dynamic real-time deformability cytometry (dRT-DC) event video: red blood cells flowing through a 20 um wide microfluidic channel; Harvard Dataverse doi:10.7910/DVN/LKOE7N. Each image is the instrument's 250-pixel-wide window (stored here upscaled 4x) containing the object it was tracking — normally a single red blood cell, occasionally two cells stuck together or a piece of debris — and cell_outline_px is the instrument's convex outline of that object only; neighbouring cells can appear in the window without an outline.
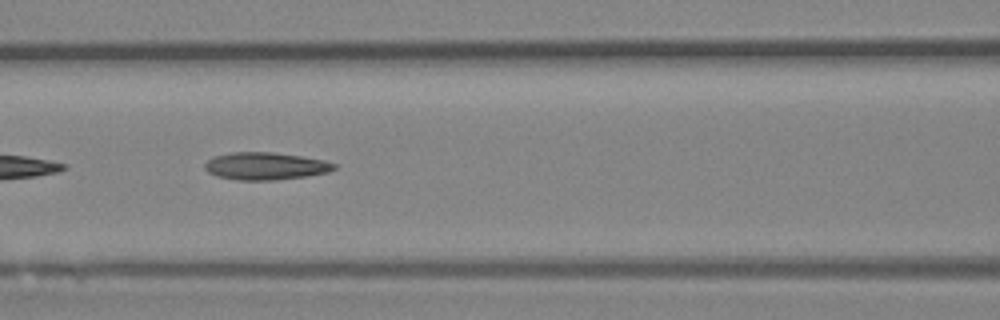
{"species": "Egyptian fruit bat (a non-hibernating species)", "species_latin": "Rousettus aegyptiacus", "temperature_condition": "room temperature", "stored_images_in_passage": 29, "camera_frame_rate_fps": 3000, "um_per_image_px": 0.085, "animal": {"sex": "female"}, "frame": {"image": 1, "passage_image": 21, "time_ms": 6.667, "image_size_px": [1000, 320], "cell_outline_px": [[336, 168], [328, 172], [308, 176], [276, 180], [236, 180], [216, 176], [208, 172], [204, 168], [204, 164], [212, 156], [232, 152], [272, 152], [300, 156], [324, 160], [336, 164]], "centroid_in_image_um": [22.54, 14.12], "position_along_channel_um": 144.1, "area_um2": 20.81}}